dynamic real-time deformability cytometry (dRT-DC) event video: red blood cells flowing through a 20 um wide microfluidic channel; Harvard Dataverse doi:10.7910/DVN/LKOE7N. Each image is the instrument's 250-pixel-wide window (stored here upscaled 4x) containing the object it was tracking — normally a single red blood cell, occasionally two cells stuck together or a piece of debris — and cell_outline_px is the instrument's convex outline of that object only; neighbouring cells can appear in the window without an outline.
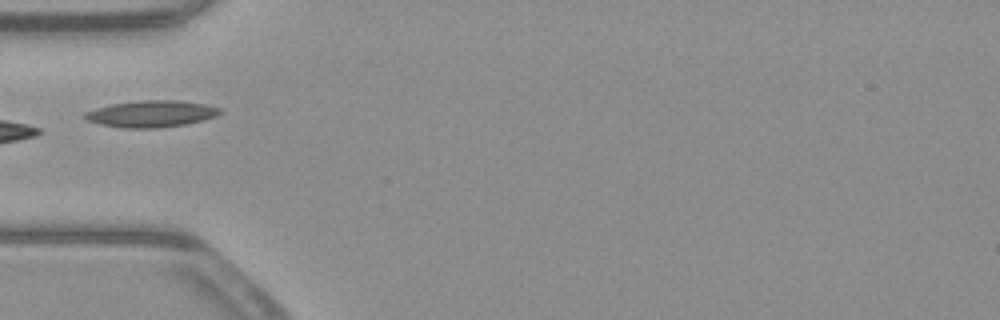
{"species": "common noctule bat (a hibernating species)", "species_latin": "Nyctalus noctula", "temperature_condition": "warm", "stored_images_in_passage": 27, "camera_frame_rate_fps": 3000, "um_per_image_px": 0.085, "animal": {"sex": "male", "body_mass_g": 23.1, "forearm_length_mm": 52.7}, "frame": {"image": 1, "passage_image": 1, "time_ms": 0.0, "image_size_px": [1000, 320], "cell_outline_px": [[220, 112], [216, 116], [204, 120], [188, 124], [156, 128], [124, 128], [100, 124], [88, 120], [80, 116], [84, 112], [96, 108], [112, 104], [140, 100], [180, 100], [204, 104], [220, 108]], "centroid_in_image_um": [12.84, 9.67], "position_along_channel_um": 72.2, "area_um2": 21.04}}